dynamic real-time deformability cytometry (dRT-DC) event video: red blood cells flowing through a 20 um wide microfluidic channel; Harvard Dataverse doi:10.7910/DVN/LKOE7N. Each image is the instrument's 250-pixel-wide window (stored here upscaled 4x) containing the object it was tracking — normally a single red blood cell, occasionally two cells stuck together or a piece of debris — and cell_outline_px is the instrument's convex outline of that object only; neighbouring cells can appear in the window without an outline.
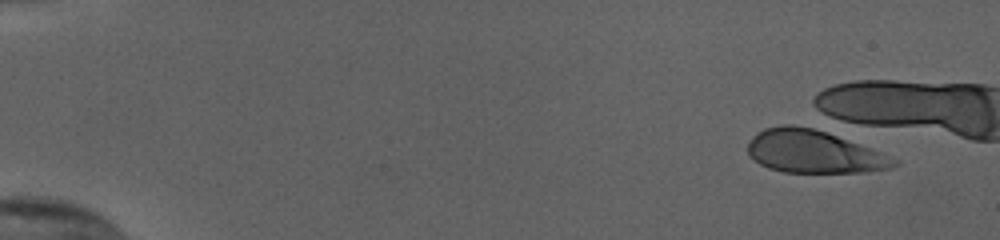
{"species": "human", "species_latin": "Homo sapiens", "temperature_condition": "cold", "stored_images_in_passage": 1, "camera_frame_rate_fps": 3000, "um_per_image_px": 0.085, "donor": {"sex": "female"}, "frame": {"image": 1, "passage_image": 1, "time_ms": 0.0, "image_size_px": [1000, 240], "cell_outline_px": [[900, 164], [892, 168], [868, 172], [784, 172], [768, 168], [760, 164], [748, 152], [748, 144], [752, 136], [756, 132], [764, 128], [784, 124], [792, 124], [812, 128], [836, 136], [900, 160]], "centroid_in_image_um": [69.14, 12.9], "position_along_channel_um": 15.9, "area_um2": 36.07}}